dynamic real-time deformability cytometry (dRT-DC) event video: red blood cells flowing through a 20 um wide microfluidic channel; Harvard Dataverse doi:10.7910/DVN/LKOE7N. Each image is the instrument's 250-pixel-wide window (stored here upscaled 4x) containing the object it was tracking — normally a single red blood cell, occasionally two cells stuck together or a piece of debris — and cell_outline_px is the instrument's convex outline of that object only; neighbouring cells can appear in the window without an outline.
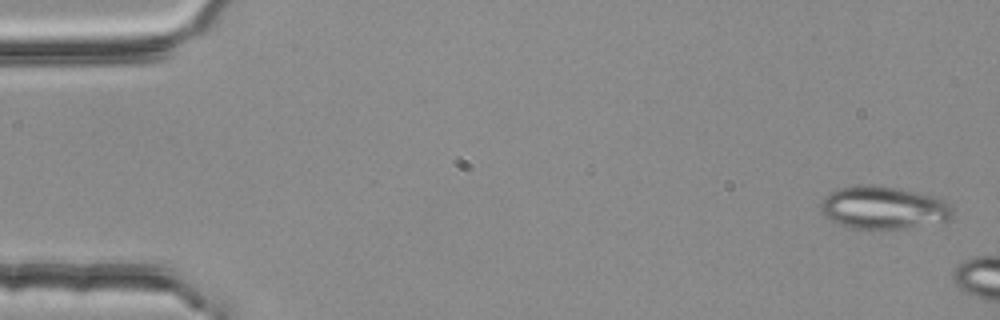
{"species": "common noctule bat (a hibernating species)", "species_latin": "Nyctalus noctula", "temperature_condition": "room temperature", "stored_images_in_passage": 3, "camera_frame_rate_fps": 3000, "um_per_image_px": 0.085, "animal": {"sex": "female", "body_mass_g": 25.1}, "frame": {"image": 1, "passage_image": 1, "time_ms": 0.0, "image_size_px": [1000, 320], "cell_outline_px": [[952, 216], [948, 220], [900, 228], [852, 228], [840, 224], [832, 220], [820, 208], [820, 204], [824, 196], [828, 192], [840, 188], [900, 188], [932, 196], [948, 204], [952, 208]], "centroid_in_image_um": [75.08, 17.68], "position_along_channel_um": 9.9, "area_um2": 31.21}}